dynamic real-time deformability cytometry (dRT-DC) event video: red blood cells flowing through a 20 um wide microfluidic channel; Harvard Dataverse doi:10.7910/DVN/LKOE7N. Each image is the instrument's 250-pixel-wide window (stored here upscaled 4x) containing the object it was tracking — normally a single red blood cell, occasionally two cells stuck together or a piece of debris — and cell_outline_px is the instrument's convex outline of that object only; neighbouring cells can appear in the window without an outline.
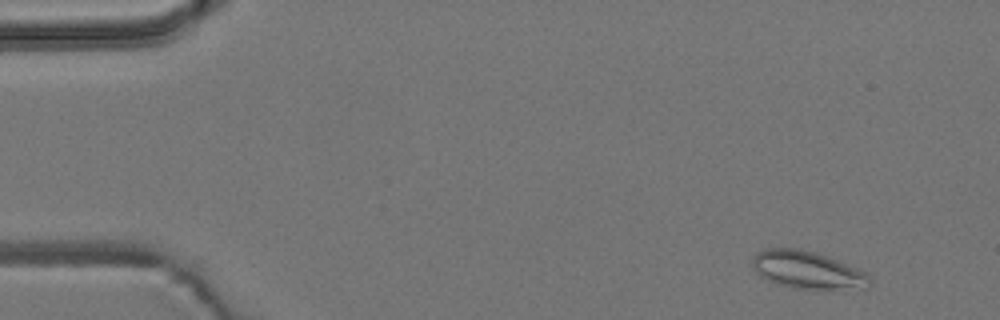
{"species": "common noctule bat (a hibernating species)", "species_latin": "Nyctalus noctula", "temperature_condition": "room temperature", "stored_images_in_passage": 55, "camera_frame_rate_fps": 3000, "um_per_image_px": 0.085, "animal": {"sex": "male", "body_mass_g": 19.2, "forearm_length_mm": 51.8}, "frame": {"image": 1, "passage_image": 4, "time_ms": 1.0, "image_size_px": [1000, 320], "cell_outline_px": [[872, 284], [868, 288], [792, 288], [776, 284], [760, 276], [756, 272], [752, 264], [752, 260], [756, 252], [764, 248], [800, 248], [816, 252], [856, 268], [864, 272], [872, 280]], "centroid_in_image_um": [68.59, 22.93], "position_along_channel_um": 16.4, "area_um2": 25.55}}
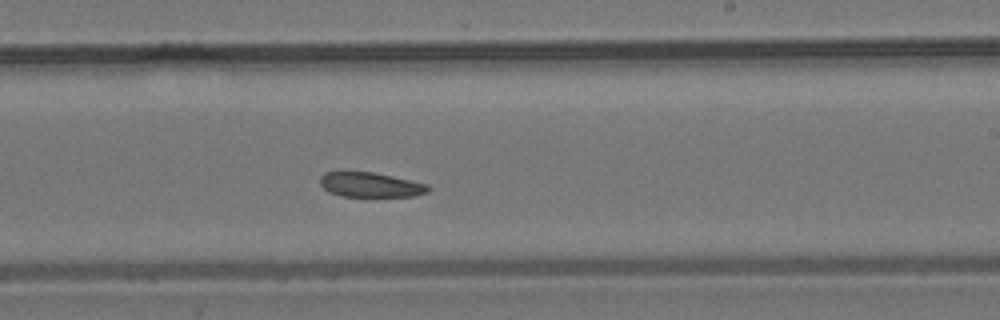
{"frame": {"image": 2, "passage_image": 32, "time_ms": 10.333, "image_size_px": [1000, 320], "cell_outline_px": [[432, 188], [428, 192], [412, 196], [340, 196], [328, 192], [320, 184], [320, 176], [324, 172], [340, 168], [372, 172], [392, 176], [428, 184]], "centroid_in_image_um": [31.4, 15.66], "position_along_channel_um": 257.6, "area_um2": 16.24}}
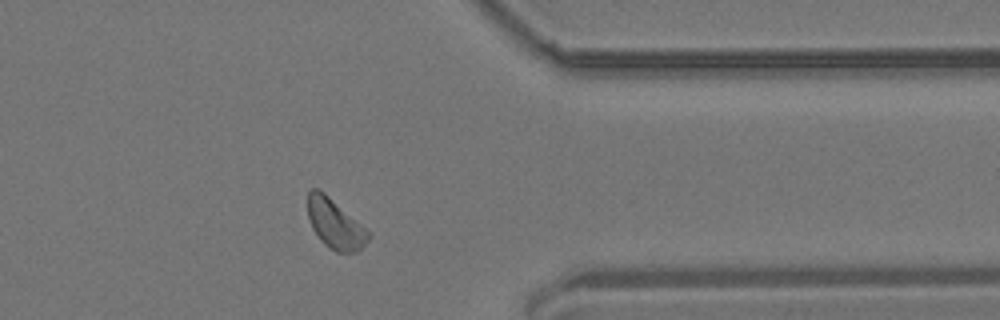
{"frame": {"image": 3, "passage_image": 43, "time_ms": 14.0, "image_size_px": [1000, 320], "cell_outline_px": [[372, 236], [356, 252], [336, 252], [328, 248], [320, 240], [312, 228], [308, 216], [308, 192], [312, 188], [316, 188], [324, 192], [372, 232]], "centroid_in_image_um": [28.5, 19.03], "position_along_channel_um": 382.9, "area_um2": 17.69}}